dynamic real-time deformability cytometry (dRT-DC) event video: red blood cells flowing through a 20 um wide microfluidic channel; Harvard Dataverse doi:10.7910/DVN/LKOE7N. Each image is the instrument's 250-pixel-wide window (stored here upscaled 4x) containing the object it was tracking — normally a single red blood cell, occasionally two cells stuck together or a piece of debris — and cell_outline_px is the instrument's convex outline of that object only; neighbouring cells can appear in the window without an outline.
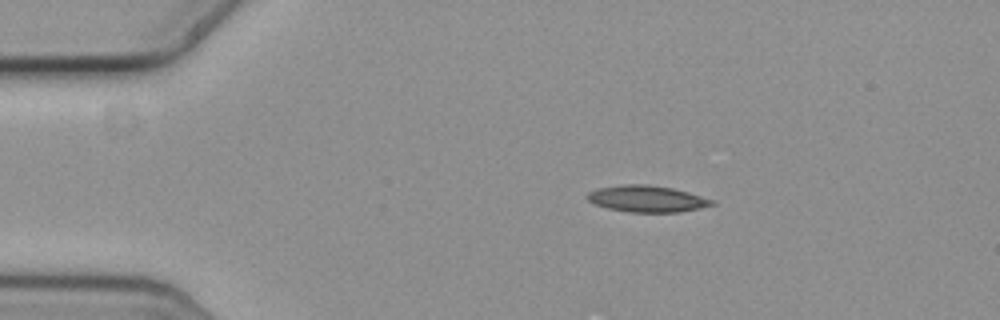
{"species": "common noctule bat (a hibernating species)", "species_latin": "Nyctalus noctula", "temperature_condition": "cold", "stored_images_in_passage": 12, "camera_frame_rate_fps": 3000, "um_per_image_px": 0.085, "animal": {"sex": "female", "body_mass_g": 19.3, "forearm_length_mm": 54.1}, "frame": {"image": 1, "passage_image": 1, "time_ms": 0.0, "image_size_px": [1000, 320], "cell_outline_px": [[716, 204], [700, 208], [680, 212], [628, 212], [608, 208], [596, 204], [588, 200], [588, 192], [600, 188], [628, 184], [644, 184], [672, 188], [688, 192], [716, 200]], "centroid_in_image_um": [55.06, 16.9], "position_along_channel_um": 29.9, "area_um2": 19.07}}
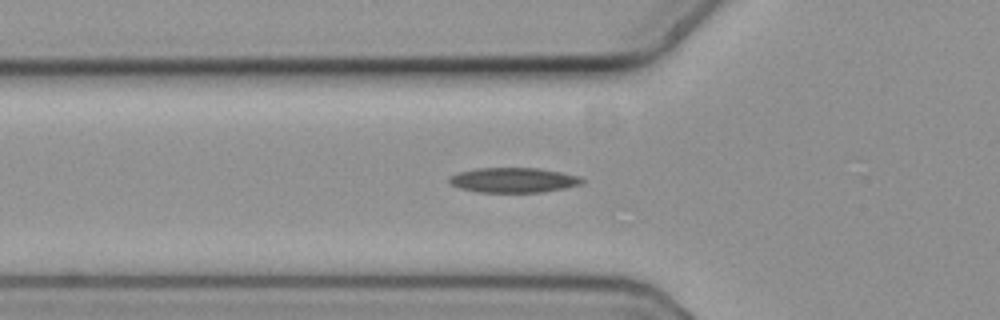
{"frame": {"image": 2, "passage_image": 10, "time_ms": 3.0, "image_size_px": [1000, 320], "cell_outline_px": [[584, 184], [544, 192], [476, 192], [460, 188], [452, 184], [448, 180], [448, 176], [460, 172], [476, 168], [540, 168], [580, 176], [584, 180]], "centroid_in_image_um": [43.66, 15.31], "position_along_channel_um": 82.1, "area_um2": 19.36}}